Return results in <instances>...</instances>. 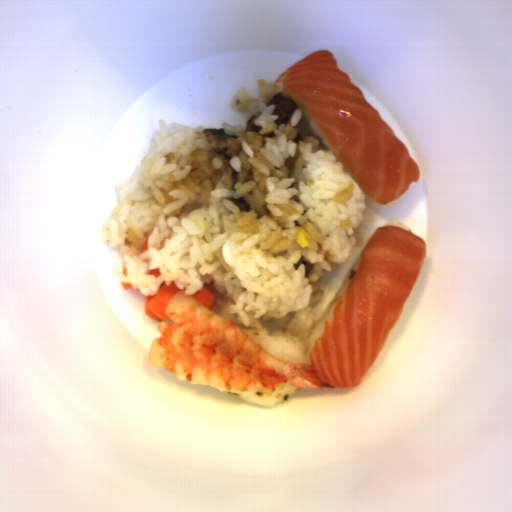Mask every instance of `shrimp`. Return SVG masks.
<instances>
[{
	"label": "shrimp",
	"instance_id": "a79e029a",
	"mask_svg": "<svg viewBox=\"0 0 512 512\" xmlns=\"http://www.w3.org/2000/svg\"><path fill=\"white\" fill-rule=\"evenodd\" d=\"M161 337L153 339L148 359L179 380L238 392L270 389L279 383L310 389L336 387L322 383L305 362L285 361L185 290L171 297Z\"/></svg>",
	"mask_w": 512,
	"mask_h": 512
}]
</instances>
